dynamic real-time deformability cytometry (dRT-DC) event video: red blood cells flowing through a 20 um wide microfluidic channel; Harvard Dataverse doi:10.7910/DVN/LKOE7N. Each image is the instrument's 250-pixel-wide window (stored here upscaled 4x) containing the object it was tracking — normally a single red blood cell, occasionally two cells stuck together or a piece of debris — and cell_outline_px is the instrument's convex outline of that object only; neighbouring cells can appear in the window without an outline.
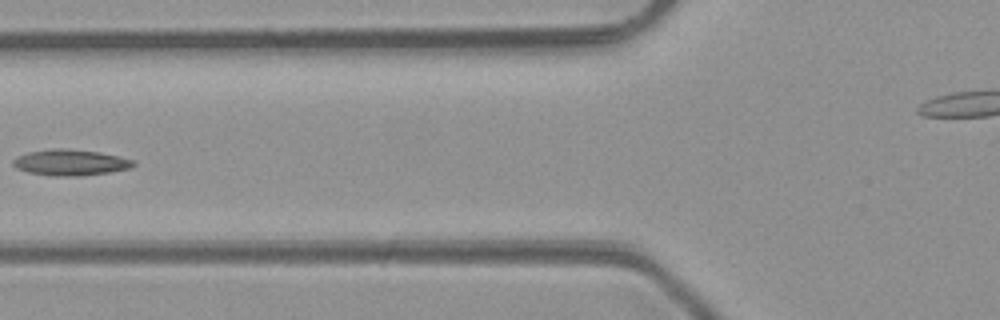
{"species": "common noctule bat (a hibernating species)", "species_latin": "Nyctalus noctula", "temperature_condition": "room temperature", "stored_images_in_passage": 6, "camera_frame_rate_fps": 3000, "um_per_image_px": 0.085, "animal": {"sex": "male", "body_mass_g": 23.1, "forearm_length_mm": 52.7}, "frame": {"image": 1, "passage_image": 6, "time_ms": 6.0, "image_size_px": [1000, 320], "cell_outline_px": [[136, 164], [132, 168], [112, 172], [80, 176], [52, 176], [28, 172], [16, 168], [12, 164], [12, 160], [16, 156], [28, 152], [52, 148], [60, 148], [100, 152], [136, 160]], "centroid_in_image_um": [6.01, 13.81], "position_along_channel_um": 119.8, "area_um2": 18.5}}